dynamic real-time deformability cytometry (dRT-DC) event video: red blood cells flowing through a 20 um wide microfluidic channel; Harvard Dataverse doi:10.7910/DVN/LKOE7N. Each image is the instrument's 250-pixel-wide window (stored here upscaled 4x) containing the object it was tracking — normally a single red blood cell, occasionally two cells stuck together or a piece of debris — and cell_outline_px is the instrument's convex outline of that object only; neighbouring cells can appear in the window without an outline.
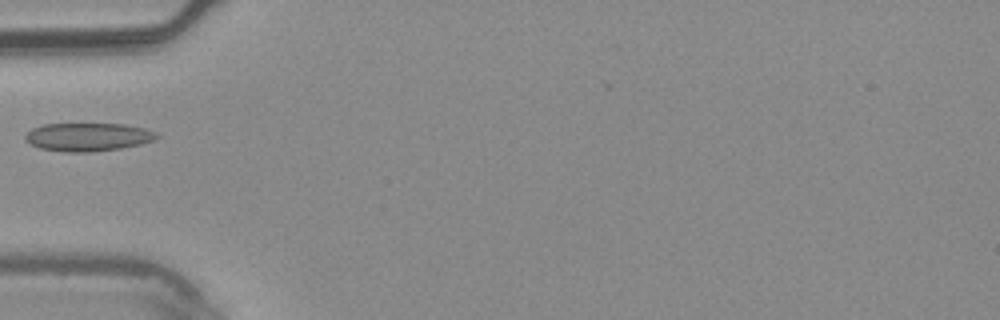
{"species": "common noctule bat (a hibernating species)", "species_latin": "Nyctalus noctula", "temperature_condition": "warm", "stored_images_in_passage": 2, "camera_frame_rate_fps": 3000, "um_per_image_px": 0.085, "animal": {"sex": "male", "body_mass_g": 20.4}, "frame": {"image": 1, "passage_image": 2, "time_ms": 0.333, "image_size_px": [1000, 320], "cell_outline_px": [[160, 136], [152, 140], [140, 144], [120, 148], [92, 152], [64, 152], [40, 148], [24, 140], [24, 136], [32, 128], [44, 124], [124, 124], [144, 128], [156, 132]], "centroid_in_image_um": [7.46, 11.64], "position_along_channel_um": 77.5, "area_um2": 21.56}}